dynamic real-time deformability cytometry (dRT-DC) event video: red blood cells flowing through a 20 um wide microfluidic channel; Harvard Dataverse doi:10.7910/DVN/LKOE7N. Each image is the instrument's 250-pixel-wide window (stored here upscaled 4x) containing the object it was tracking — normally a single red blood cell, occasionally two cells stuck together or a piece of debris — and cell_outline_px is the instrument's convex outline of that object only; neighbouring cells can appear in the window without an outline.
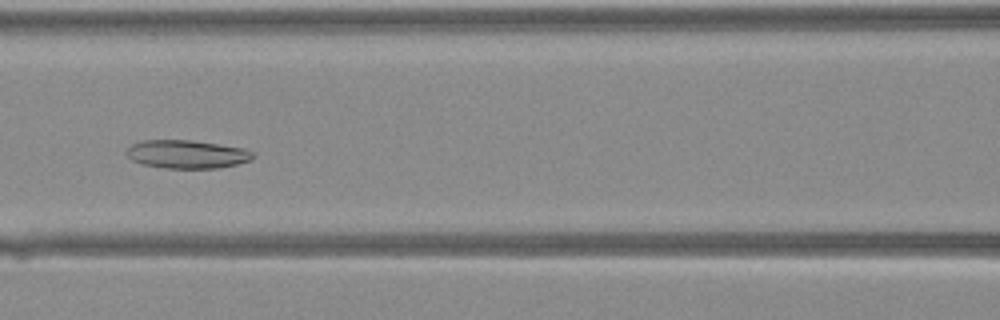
{"species": "Egyptian fruit bat (a non-hibernating species)", "species_latin": "Rousettus aegyptiacus", "temperature_condition": "warm", "stored_images_in_passage": 36, "camera_frame_rate_fps": 3000, "um_per_image_px": 0.085, "animal": {"sex": "female"}, "frame": {"image": 1, "passage_image": 13, "time_ms": 4.0, "image_size_px": [1000, 320], "cell_outline_px": [[256, 156], [252, 160], [236, 164], [216, 168], [164, 168], [144, 164], [132, 160], [124, 152], [132, 144], [144, 140], [192, 140], [244, 148], [252, 152]], "centroid_in_image_um": [15.9, 13.1], "position_along_channel_um": 150.7, "area_um2": 20.81}}
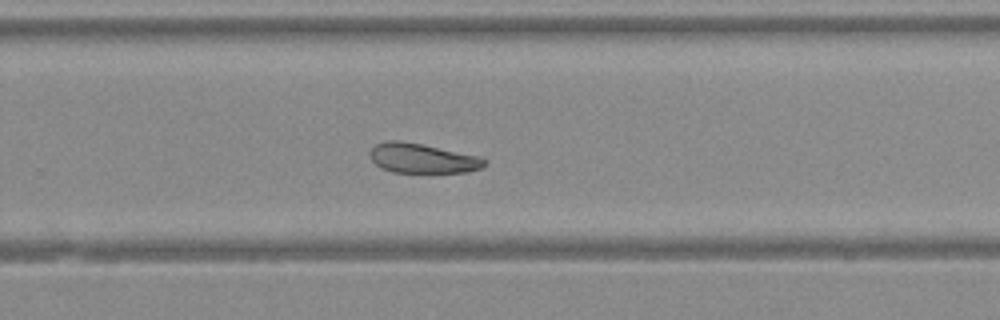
{"frame": {"image": 2, "passage_image": 22, "time_ms": 7.0, "image_size_px": [1000, 320], "cell_outline_px": [[488, 164], [480, 168], [468, 172], [392, 172], [380, 168], [372, 160], [368, 152], [376, 144], [388, 140], [396, 140], [420, 144], [480, 156], [488, 160]], "centroid_in_image_um": [35.91, 13.46], "position_along_channel_um": 293.9, "area_um2": 19.77}}
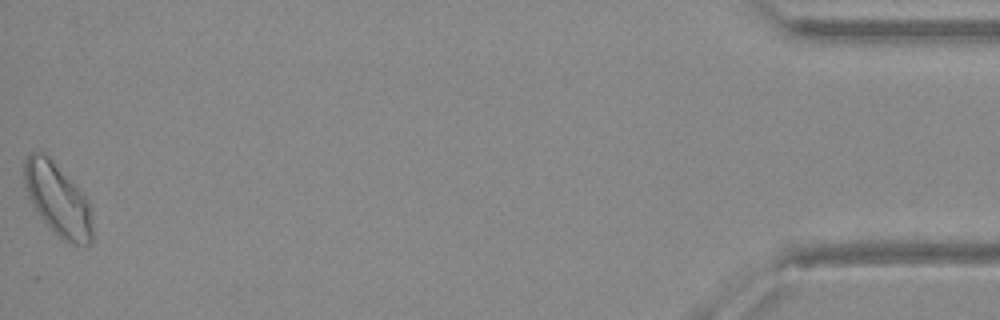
{"frame": {"image": 3, "passage_image": 36, "time_ms": 11.667, "image_size_px": [1000, 320], "cell_outline_px": [[92, 240], [88, 244], [72, 244], [64, 240], [40, 216], [32, 204], [28, 196], [24, 184], [24, 160], [32, 152], [40, 152], [48, 156], [88, 200], [92, 228]], "centroid_in_image_um": [4.88, 16.95], "position_along_channel_um": 430.3, "area_um2": 27.8}}